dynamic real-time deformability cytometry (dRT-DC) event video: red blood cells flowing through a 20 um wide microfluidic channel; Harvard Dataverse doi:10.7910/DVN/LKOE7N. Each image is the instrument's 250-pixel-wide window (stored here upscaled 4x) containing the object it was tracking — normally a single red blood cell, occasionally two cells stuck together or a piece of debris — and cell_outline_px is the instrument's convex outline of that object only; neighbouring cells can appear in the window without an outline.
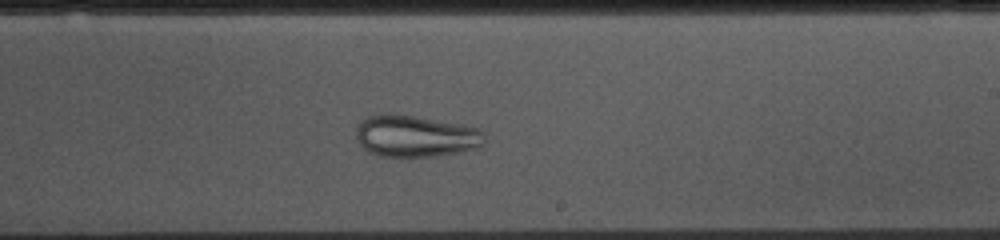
{"species": "common noctule bat (a hibernating species)", "species_latin": "Nyctalus noctula", "temperature_condition": "cold", "stored_images_in_passage": 51, "camera_frame_rate_fps": 3000, "um_per_image_px": 0.085, "animal": {"sex": "female", "body_mass_g": 10.0, "forearm_length_mm": 53.1}, "frame": {"image": 1, "passage_image": 30, "time_ms": 9.667, "image_size_px": [1000, 240], "cell_outline_px": [[484, 144], [476, 148], [436, 156], [380, 156], [364, 148], [360, 144], [356, 136], [356, 128], [368, 116], [380, 112], [396, 112], [460, 124], [480, 128], [484, 132]], "centroid_in_image_um": [35.32, 11.53], "position_along_channel_um": 253.7, "area_um2": 31.39}}